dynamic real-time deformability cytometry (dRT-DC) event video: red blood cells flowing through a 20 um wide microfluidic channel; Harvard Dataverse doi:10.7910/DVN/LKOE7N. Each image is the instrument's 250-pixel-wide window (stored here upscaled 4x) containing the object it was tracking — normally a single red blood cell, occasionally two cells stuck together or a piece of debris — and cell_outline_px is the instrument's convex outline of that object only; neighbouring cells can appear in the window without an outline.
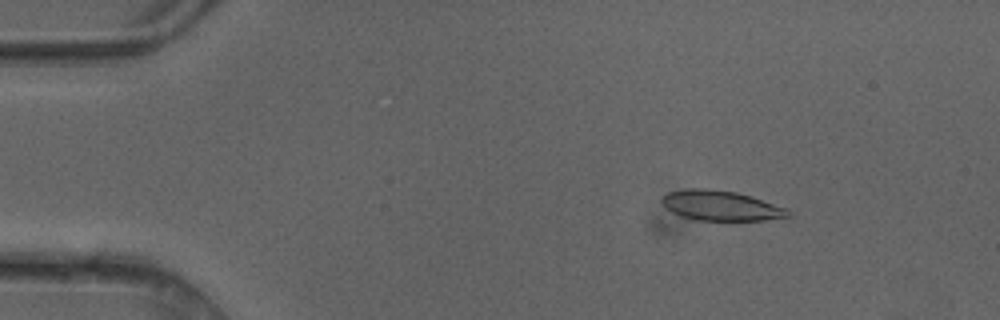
{"species": "common noctule bat (a hibernating species)", "species_latin": "Nyctalus noctula", "temperature_condition": "cold", "stored_images_in_passage": 15, "camera_frame_rate_fps": 3000, "um_per_image_px": 0.085, "animal": {"sex": "female"}, "frame": {"image": 1, "passage_image": 7, "time_ms": 2.0, "image_size_px": [1000, 320], "cell_outline_px": [[792, 216], [764, 220], [696, 220], [680, 216], [664, 208], [660, 204], [660, 200], [668, 192], [688, 188], [708, 188], [736, 192], [752, 196], [788, 208], [792, 212]], "centroid_in_image_um": [61.27, 17.47], "position_along_channel_um": 23.7, "area_um2": 22.43}}
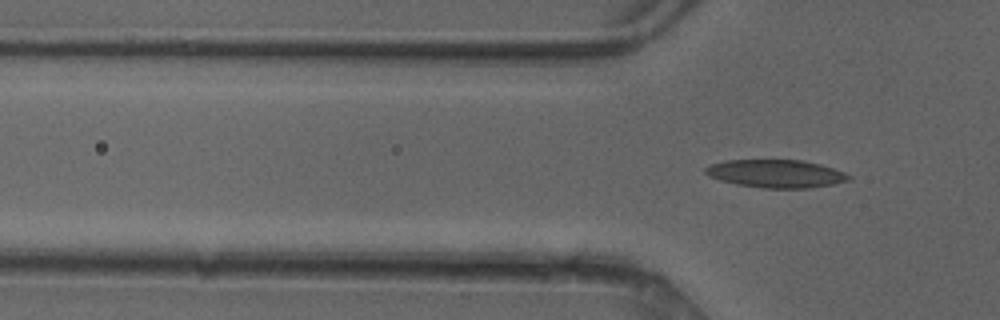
{"frame": {"image": 2, "passage_image": 15, "time_ms": 4.667, "image_size_px": [1000, 320], "cell_outline_px": [[852, 180], [836, 184], [812, 188], [760, 188], [736, 184], [720, 180], [708, 176], [704, 172], [704, 168], [708, 164], [724, 160], [804, 160], [820, 164], [844, 172], [852, 176]], "centroid_in_image_um": [65.96, 14.76], "position_along_channel_um": 59.8, "area_um2": 23.76}}